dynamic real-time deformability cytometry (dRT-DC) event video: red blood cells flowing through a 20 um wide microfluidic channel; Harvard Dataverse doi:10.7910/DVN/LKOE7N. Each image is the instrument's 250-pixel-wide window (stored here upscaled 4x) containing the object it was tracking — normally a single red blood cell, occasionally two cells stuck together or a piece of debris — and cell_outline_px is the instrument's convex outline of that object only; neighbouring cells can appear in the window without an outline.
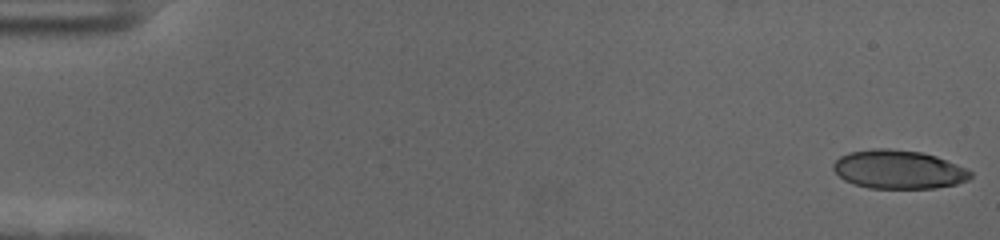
{"species": "human", "species_latin": "Homo sapiens", "temperature_condition": "cold", "stored_images_in_passage": 57, "camera_frame_rate_fps": 3000, "um_per_image_px": 0.085, "donor": {"sex": "female"}, "frame": {"image": 1, "passage_image": 1, "time_ms": 0.0, "image_size_px": [1000, 240], "cell_outline_px": [[972, 176], [968, 180], [956, 184], [936, 188], [868, 188], [844, 180], [832, 168], [832, 164], [840, 156], [848, 152], [872, 148], [888, 148], [920, 152], [936, 156], [968, 168], [972, 172]], "centroid_in_image_um": [76.39, 14.4], "position_along_channel_um": 8.6, "area_um2": 31.04}}
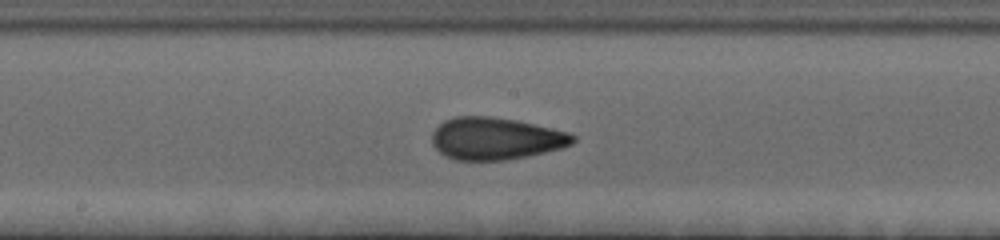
{"frame": {"image": 2, "passage_image": 31, "time_ms": 10.0, "image_size_px": [1000, 240], "cell_outline_px": [[576, 140], [572, 144], [560, 148], [528, 156], [504, 160], [456, 160], [444, 156], [432, 144], [432, 132], [444, 120], [452, 116], [492, 116], [516, 120], [552, 128], [568, 132], [576, 136]], "centroid_in_image_um": [42.12, 11.77], "position_along_channel_um": 206.1, "area_um2": 34.74}}
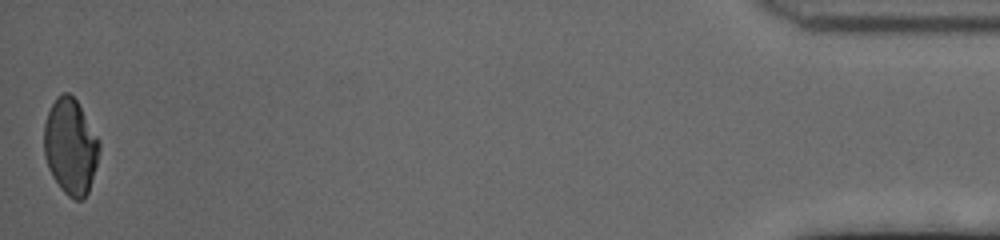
{"frame": {"image": 3, "passage_image": 57, "time_ms": 18.667, "image_size_px": [1000, 240], "cell_outline_px": [[100, 148], [96, 164], [88, 192], [84, 200], [76, 200], [68, 196], [60, 188], [52, 176], [48, 168], [44, 156], [44, 124], [48, 112], [56, 96], [64, 92], [68, 92], [76, 100], [100, 140]], "centroid_in_image_um": [5.98, 12.46], "position_along_channel_um": 429.2, "area_um2": 30.87}, "authors_computed_cell_mechanics": {"area_um2": 33.1772, "velocity_mm_per_s": 3.5653, "shape_relaxation_time_tau1_ms": 4.28, "shape_relaxation_time_tau2_ms": 1.51, "deformation_change_tau1": 0.1651, "deformation_change_tau2": 0.0877}}